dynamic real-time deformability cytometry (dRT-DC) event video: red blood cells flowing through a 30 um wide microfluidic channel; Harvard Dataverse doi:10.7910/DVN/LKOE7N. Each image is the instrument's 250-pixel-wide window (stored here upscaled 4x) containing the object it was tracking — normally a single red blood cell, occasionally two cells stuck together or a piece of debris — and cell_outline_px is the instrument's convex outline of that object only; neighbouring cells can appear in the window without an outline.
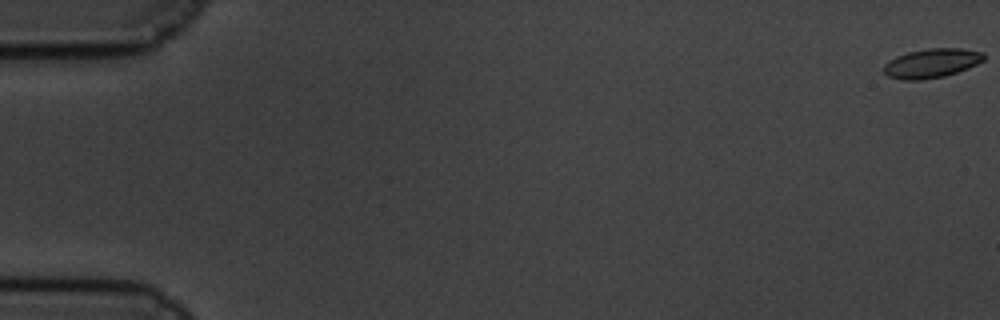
{"species": "common noctule bat (a hibernating species)", "species_latin": "Nyctalus noctula", "temperature_condition": "cold", "stored_images_in_passage": 55, "camera_frame_rate_fps": 3000, "um_per_image_px": 0.085, "animal": {"sex": "male", "body_mass_g": 19.5, "forearm_length_mm": 54.6}, "frame": {"image": 1, "passage_image": 1, "time_ms": 0.0, "image_size_px": [1000, 320], "cell_outline_px": [[984, 60], [968, 68], [944, 76], [920, 80], [904, 80], [888, 76], [884, 72], [884, 64], [896, 56], [908, 52], [928, 48], [960, 48], [984, 52]], "centroid_in_image_um": [79.19, 5.36], "position_along_channel_um": 5.8, "area_um2": 16.94}}
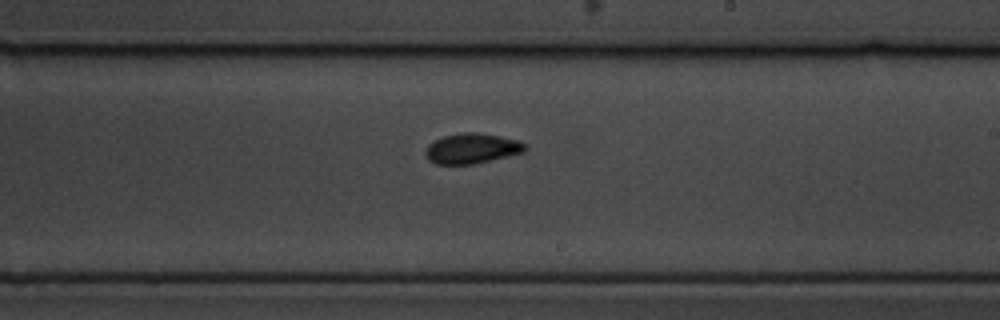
{"frame": {"image": 2, "passage_image": 37, "time_ms": 12.0, "image_size_px": [1000, 320], "cell_outline_px": [[528, 148], [524, 152], [472, 164], [436, 164], [428, 160], [424, 152], [428, 144], [432, 140], [444, 136], [464, 132], [476, 132], [500, 136], [516, 140], [528, 144]], "centroid_in_image_um": [40.09, 12.61], "position_along_channel_um": 248.9, "area_um2": 17.57}}
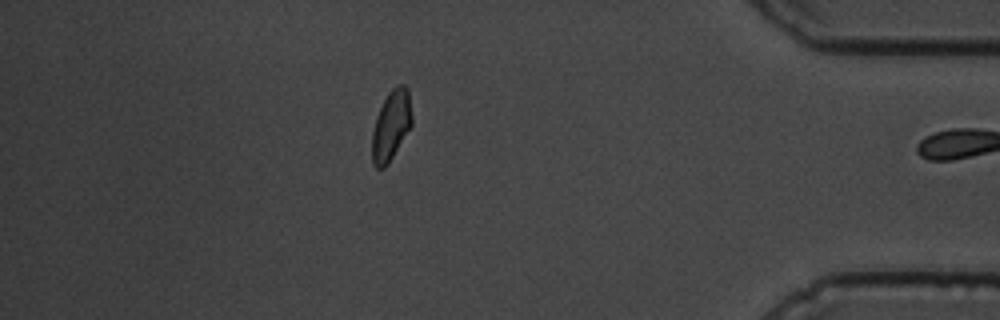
{"frame": {"image": 3, "passage_image": 54, "time_ms": 17.667, "image_size_px": [1000, 320], "cell_outline_px": [[412, 124], [388, 164], [384, 168], [376, 168], [372, 164], [372, 132], [376, 116], [388, 92], [392, 88], [400, 84], [404, 84], [408, 88], [412, 116]], "centroid_in_image_um": [33.24, 10.66], "position_along_channel_um": 402.0, "area_um2": 16.24}}